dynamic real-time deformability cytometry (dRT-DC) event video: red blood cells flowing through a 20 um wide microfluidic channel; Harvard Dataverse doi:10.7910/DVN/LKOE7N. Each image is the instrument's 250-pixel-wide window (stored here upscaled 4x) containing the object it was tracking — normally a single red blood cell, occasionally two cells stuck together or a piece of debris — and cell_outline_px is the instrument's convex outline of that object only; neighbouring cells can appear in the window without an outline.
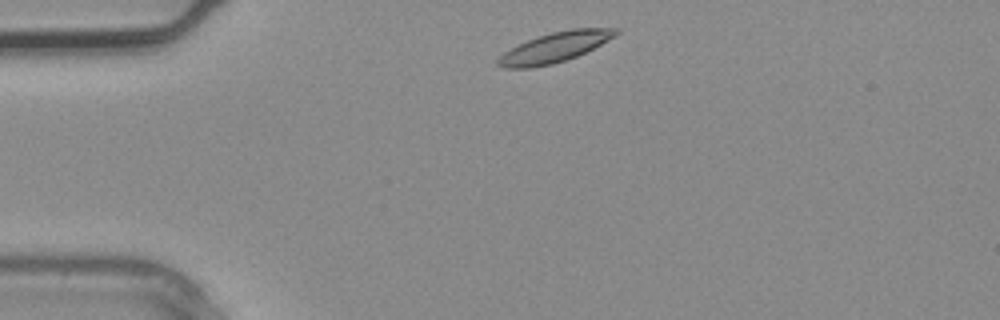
{"species": "common noctule bat (a hibernating species)", "species_latin": "Nyctalus noctula", "temperature_condition": "warm", "stored_images_in_passage": 1, "camera_frame_rate_fps": 3000, "um_per_image_px": 0.085, "animal": {"sex": "male", "body_mass_g": 20.4}, "frame": {"image": 1, "passage_image": 1, "time_ms": 0.0, "image_size_px": [1000, 320], "cell_outline_px": [[620, 32], [616, 36], [576, 56], [552, 64], [532, 68], [504, 68], [496, 64], [496, 60], [504, 52], [528, 40], [552, 32], [572, 28], [620, 28]], "centroid_in_image_um": [47.16, 4.02], "position_along_channel_um": 37.8, "area_um2": 20.29}}